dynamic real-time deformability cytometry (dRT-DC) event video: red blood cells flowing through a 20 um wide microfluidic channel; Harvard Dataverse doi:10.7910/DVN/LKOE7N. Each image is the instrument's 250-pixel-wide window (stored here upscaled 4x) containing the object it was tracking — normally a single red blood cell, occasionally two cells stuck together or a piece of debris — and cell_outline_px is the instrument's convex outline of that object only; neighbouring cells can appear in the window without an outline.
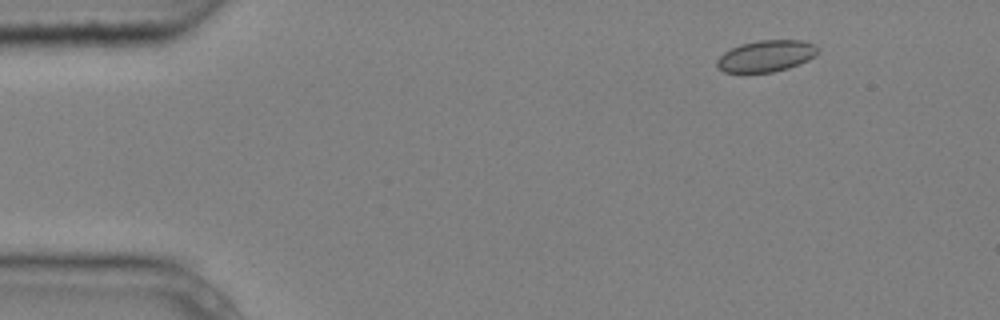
{"species": "common noctule bat (a hibernating species)", "species_latin": "Nyctalus noctula", "temperature_condition": "cold", "stored_images_in_passage": 9, "camera_frame_rate_fps": 3000, "um_per_image_px": 0.085, "animal": {"sex": "male", "body_mass_g": 20.4}, "frame": {"image": 1, "passage_image": 1, "time_ms": 0.0, "image_size_px": [1000, 320], "cell_outline_px": [[820, 52], [816, 56], [800, 64], [788, 68], [772, 72], [724, 72], [716, 68], [716, 60], [724, 52], [740, 44], [760, 40], [804, 40], [816, 44], [820, 48]], "centroid_in_image_um": [65.17, 4.75], "position_along_channel_um": 19.8, "area_um2": 18.79}}
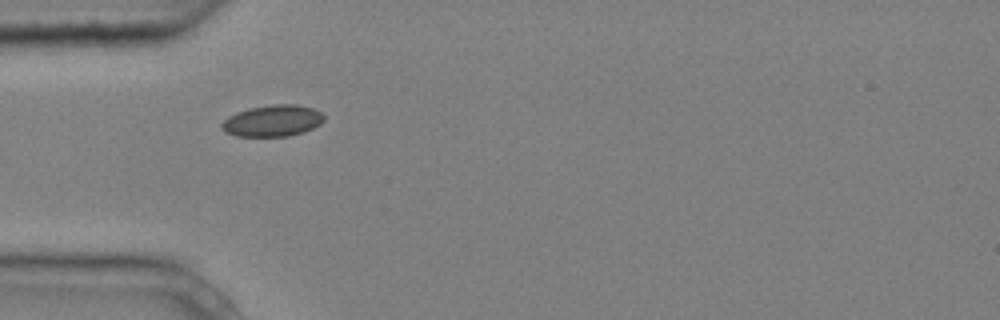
{"frame": {"image": 2, "passage_image": 4, "time_ms": 1.0, "image_size_px": [1000, 320], "cell_outline_px": [[324, 120], [320, 124], [304, 132], [288, 136], [236, 136], [224, 132], [220, 128], [220, 124], [228, 116], [236, 112], [252, 108], [272, 104], [296, 104], [312, 108], [320, 112], [324, 116]], "centroid_in_image_um": [23.15, 10.27], "position_along_channel_um": 61.9, "area_um2": 18.79}}
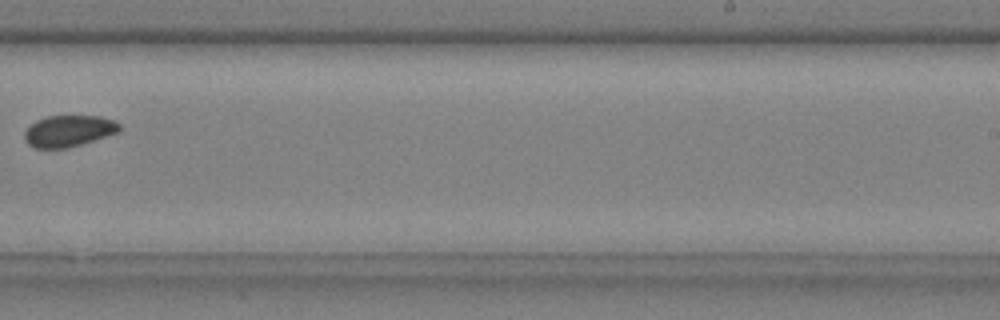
{"frame": {"image": 3, "passage_image": 9, "time_ms": 2.667, "image_size_px": [1000, 320], "cell_outline_px": [[120, 128], [116, 132], [68, 148], [36, 148], [28, 144], [24, 140], [24, 132], [36, 120], [48, 116], [100, 116], [112, 120], [120, 124]], "centroid_in_image_um": [5.78, 11.13], "position_along_channel_um": 283.2, "area_um2": 17.05}}